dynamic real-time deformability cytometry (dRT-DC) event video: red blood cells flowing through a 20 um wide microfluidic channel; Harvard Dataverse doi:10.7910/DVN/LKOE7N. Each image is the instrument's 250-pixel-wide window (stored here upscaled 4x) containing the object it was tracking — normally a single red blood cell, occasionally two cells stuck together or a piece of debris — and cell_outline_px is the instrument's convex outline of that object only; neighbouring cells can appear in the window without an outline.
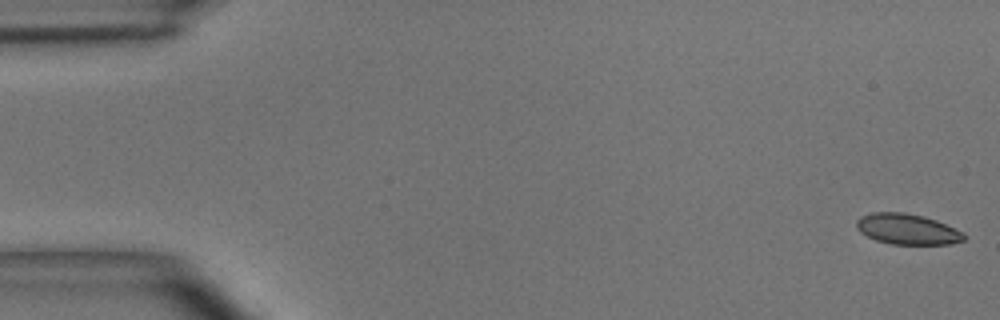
{"species": "common noctule bat (a hibernating species)", "species_latin": "Nyctalus noctula", "temperature_condition": "room temperature", "stored_images_in_passage": 50, "camera_frame_rate_fps": 3000, "um_per_image_px": 0.085, "animal": {"sex": "male", "body_mass_g": 15.6}, "frame": {"image": 1, "passage_image": 1, "time_ms": 0.0, "image_size_px": [1000, 320], "cell_outline_px": [[968, 236], [964, 240], [948, 244], [888, 244], [876, 240], [860, 232], [856, 228], [856, 220], [860, 216], [872, 212], [904, 212], [924, 216], [936, 220], [964, 232]], "centroid_in_image_um": [77.12, 19.47], "position_along_channel_um": 7.9, "area_um2": 19.36}}
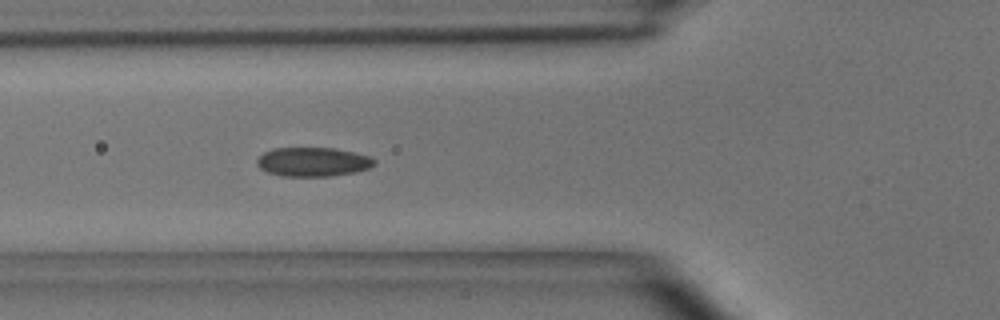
{"frame": {"image": 2, "passage_image": 18, "time_ms": 5.667, "image_size_px": [1000, 320], "cell_outline_px": [[376, 164], [368, 168], [356, 172], [332, 176], [280, 176], [268, 172], [260, 168], [256, 164], [256, 160], [264, 152], [272, 148], [336, 148], [372, 156], [376, 160]], "centroid_in_image_um": [26.62, 13.76], "position_along_channel_um": 99.2, "area_um2": 20.11}}
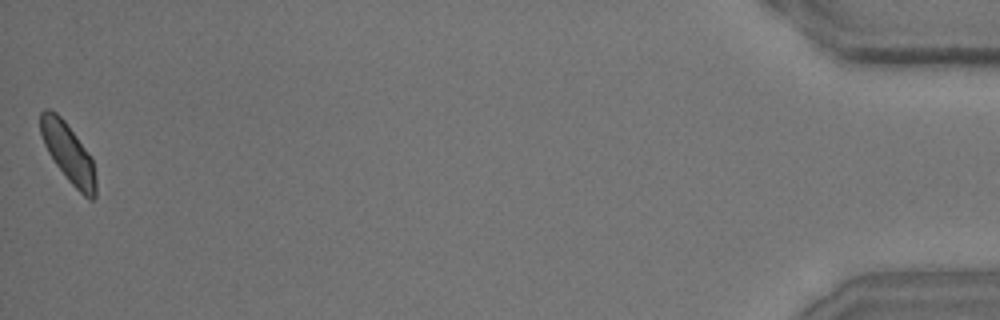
{"frame": {"image": 3, "passage_image": 50, "time_ms": 16.333, "image_size_px": [1000, 320], "cell_outline_px": [[96, 196], [92, 200], [88, 200], [68, 180], [56, 164], [48, 152], [44, 144], [40, 132], [40, 112], [44, 108], [48, 108], [56, 112], [64, 120], [92, 156], [96, 176]], "centroid_in_image_um": [5.82, 13.0], "position_along_channel_um": 429.4, "area_um2": 19.19}, "authors_computed_cell_mechanics": {"area_um2": 19.5942, "velocity_mm_per_s": 3.972, "shape_relaxation_time_tau1_ms": 7.0943, "shape_relaxation_time_tau2_ms": 1.8358, "deformation_change_tau1": 0.12, "deformation_change_tau2": 0.0727}}